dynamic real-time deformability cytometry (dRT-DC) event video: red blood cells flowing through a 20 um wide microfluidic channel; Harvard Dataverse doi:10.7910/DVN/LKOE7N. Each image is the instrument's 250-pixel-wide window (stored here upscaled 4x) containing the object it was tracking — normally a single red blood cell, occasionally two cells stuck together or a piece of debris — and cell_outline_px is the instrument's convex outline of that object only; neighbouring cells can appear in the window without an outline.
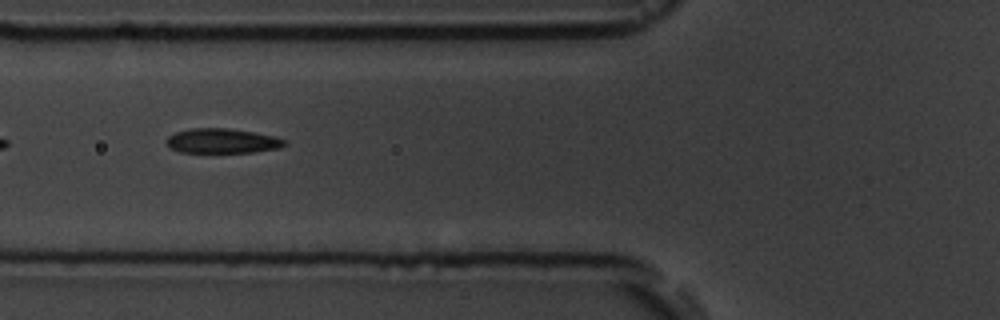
{"species": "common noctule bat (a hibernating species)", "species_latin": "Nyctalus noctula", "temperature_condition": "room temperature", "stored_images_in_passage": 8, "camera_frame_rate_fps": 3000, "um_per_image_px": 0.085, "animal": {"sex": "male", "body_mass_g": 19.5, "forearm_length_mm": 54.6}, "frame": {"image": 1, "passage_image": 7, "time_ms": 6.667, "image_size_px": [1000, 320], "cell_outline_px": [[288, 144], [280, 148], [252, 152], [180, 152], [168, 148], [164, 140], [168, 136], [176, 132], [192, 128], [228, 128], [276, 136], [288, 140]], "centroid_in_image_um": [18.89, 11.98], "position_along_channel_um": 106.9, "area_um2": 17.22}}
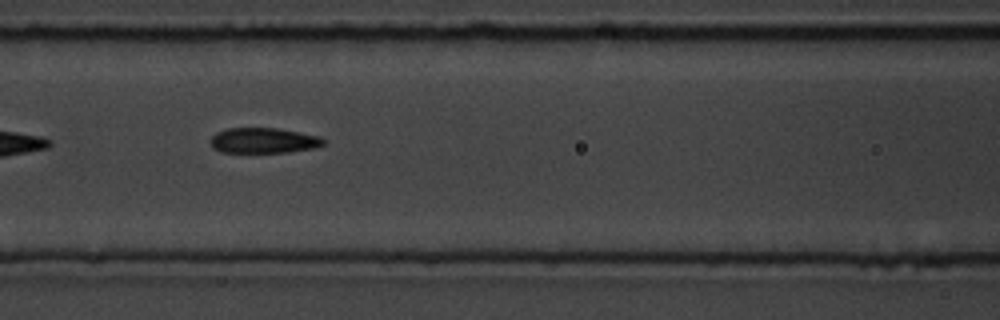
{"frame": {"image": 2, "passage_image": 8, "time_ms": 7.667, "image_size_px": [1000, 320], "cell_outline_px": [[324, 144], [316, 148], [288, 152], [220, 152], [212, 148], [212, 136], [216, 132], [228, 128], [276, 128], [320, 136], [324, 140]], "centroid_in_image_um": [22.41, 11.94], "position_along_channel_um": 144.2, "area_um2": 16.65}}